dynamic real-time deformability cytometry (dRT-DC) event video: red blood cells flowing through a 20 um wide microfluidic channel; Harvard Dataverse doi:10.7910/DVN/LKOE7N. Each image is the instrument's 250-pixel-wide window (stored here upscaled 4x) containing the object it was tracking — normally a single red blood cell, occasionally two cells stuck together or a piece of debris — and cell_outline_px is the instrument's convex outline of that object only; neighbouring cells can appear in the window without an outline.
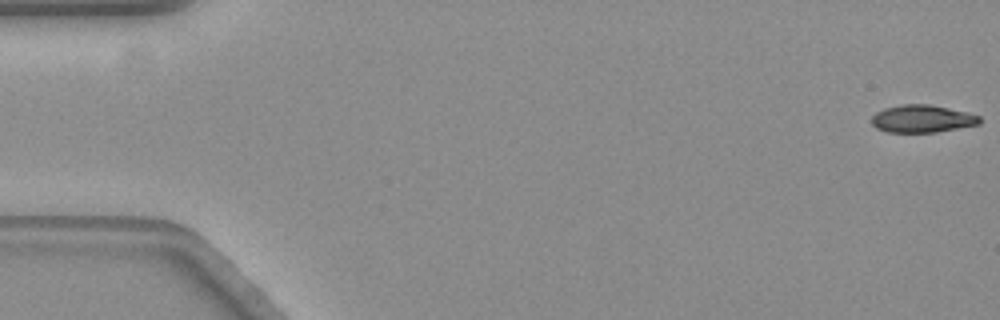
{"species": "common noctule bat (a hibernating species)", "species_latin": "Nyctalus noctula", "temperature_condition": "warm", "stored_images_in_passage": 19, "camera_frame_rate_fps": 3000, "um_per_image_px": 0.085, "animal": {"sex": "female", "body_mass_g": 19.3, "forearm_length_mm": 54.1}, "frame": {"image": 1, "passage_image": 1, "time_ms": 0.0, "image_size_px": [1000, 320], "cell_outline_px": [[980, 124], [936, 132], [888, 132], [876, 128], [872, 124], [872, 116], [876, 112], [884, 108], [900, 104], [928, 104], [968, 112], [980, 116]], "centroid_in_image_um": [78.37, 10.09], "position_along_channel_um": 6.6, "area_um2": 17.34}}
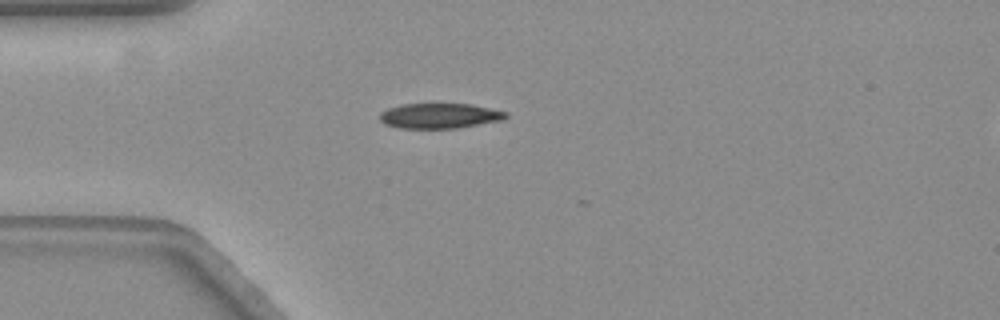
{"frame": {"image": 2, "passage_image": 16, "time_ms": 5.0, "image_size_px": [1000, 320], "cell_outline_px": [[508, 116], [500, 120], [456, 128], [400, 128], [384, 124], [380, 120], [380, 112], [388, 108], [400, 104], [472, 104], [508, 112]], "centroid_in_image_um": [37.33, 9.84], "position_along_channel_um": 47.7, "area_um2": 18.38}}